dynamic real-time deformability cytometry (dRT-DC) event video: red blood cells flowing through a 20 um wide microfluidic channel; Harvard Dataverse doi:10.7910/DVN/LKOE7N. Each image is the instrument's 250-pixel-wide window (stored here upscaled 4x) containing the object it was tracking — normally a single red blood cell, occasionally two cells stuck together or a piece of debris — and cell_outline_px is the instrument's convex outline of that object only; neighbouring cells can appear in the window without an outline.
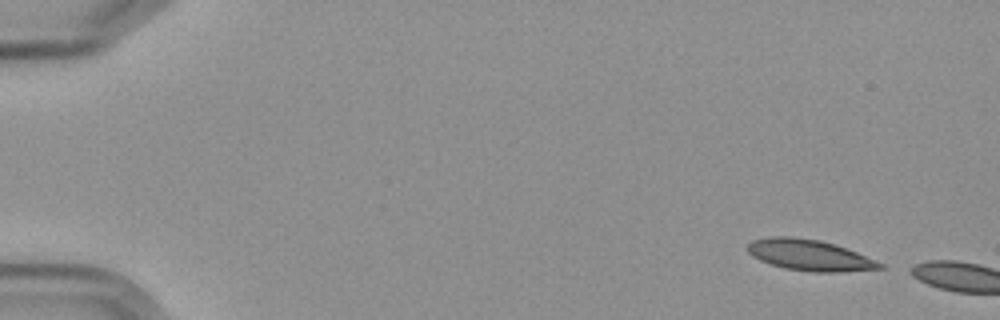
{"species": "Egyptian fruit bat (a non-hibernating species)", "species_latin": "Rousettus aegyptiacus", "temperature_condition": "cold", "stored_images_in_passage": 2, "camera_frame_rate_fps": 3000, "um_per_image_px": 0.085, "frame": {"image": 1, "passage_image": 1, "time_ms": 0.0, "image_size_px": [1000, 320], "cell_outline_px": [[888, 268], [836, 272], [812, 272], [784, 268], [760, 260], [752, 256], [748, 252], [748, 244], [752, 240], [768, 236], [792, 236], [820, 240], [856, 252], [884, 264]], "centroid_in_image_um": [68.79, 21.68], "position_along_channel_um": 16.2, "area_um2": 23.81}}